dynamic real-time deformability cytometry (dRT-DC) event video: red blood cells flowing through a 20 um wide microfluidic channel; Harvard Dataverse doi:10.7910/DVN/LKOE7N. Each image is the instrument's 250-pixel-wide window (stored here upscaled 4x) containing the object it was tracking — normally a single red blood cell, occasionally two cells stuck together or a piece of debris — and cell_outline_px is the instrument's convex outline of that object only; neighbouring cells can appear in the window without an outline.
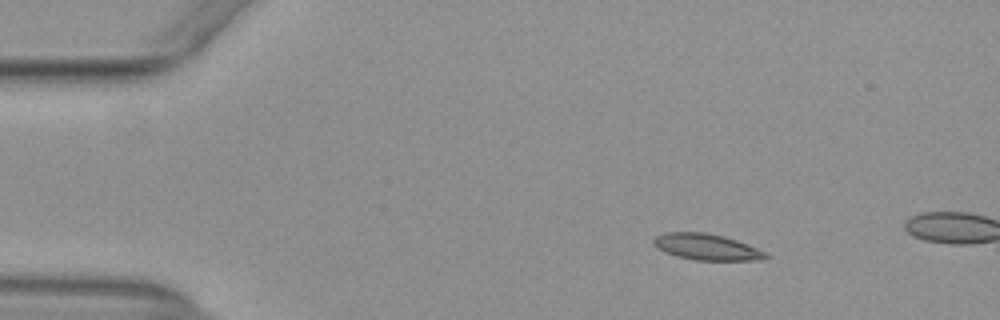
{"species": "common noctule bat (a hibernating species)", "species_latin": "Nyctalus noctula", "temperature_condition": "warm", "stored_images_in_passage": 15, "camera_frame_rate_fps": 3000, "um_per_image_px": 0.085, "animal": {"sex": "female", "body_mass_g": 29.2, "forearm_length_mm": 56.3}, "frame": {"image": 1, "passage_image": 9, "time_ms": 2.667, "image_size_px": [1000, 320], "cell_outline_px": [[768, 260], [696, 260], [676, 256], [652, 244], [652, 240], [656, 236], [664, 232], [708, 232], [724, 236], [748, 244], [768, 252]], "centroid_in_image_um": [60.12, 20.98], "position_along_channel_um": 24.9, "area_um2": 17.22}}